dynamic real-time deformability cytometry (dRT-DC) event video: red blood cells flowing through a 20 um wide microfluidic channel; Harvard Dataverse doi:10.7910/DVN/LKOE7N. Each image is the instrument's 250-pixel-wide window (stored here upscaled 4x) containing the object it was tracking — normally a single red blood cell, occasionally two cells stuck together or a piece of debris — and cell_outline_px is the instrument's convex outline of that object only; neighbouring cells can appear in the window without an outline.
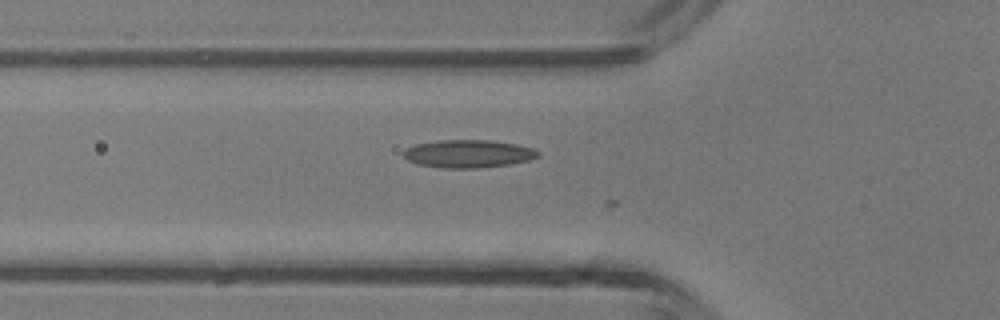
{"species": "common noctule bat (a hibernating species)", "species_latin": "Nyctalus noctula", "temperature_condition": "room temperature", "stored_images_in_passage": 13, "camera_frame_rate_fps": 3000, "um_per_image_px": 0.085, "animal": {"sex": "male", "body_mass_g": 13.3}, "frame": {"image": 1, "passage_image": 6, "time_ms": 1.667, "image_size_px": [1000, 320], "cell_outline_px": [[540, 156], [528, 160], [508, 164], [476, 168], [444, 168], [420, 164], [408, 160], [404, 156], [404, 148], [416, 144], [436, 140], [488, 140], [516, 144], [532, 148], [540, 152]], "centroid_in_image_um": [39.8, 13.06], "position_along_channel_um": 86.0, "area_um2": 21.68}}
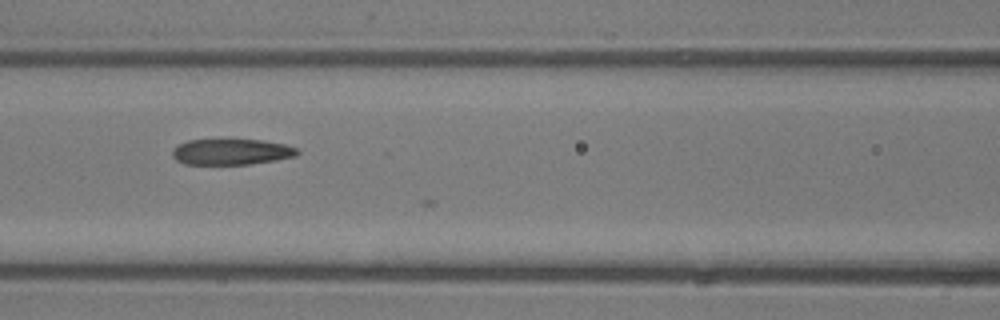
{"frame": {"image": 2, "passage_image": 10, "time_ms": 3.0, "image_size_px": [1000, 320], "cell_outline_px": [[300, 152], [296, 156], [276, 160], [248, 164], [184, 164], [176, 160], [172, 156], [172, 148], [188, 140], [264, 140], [284, 144], [296, 148]], "centroid_in_image_um": [19.66, 12.91], "position_along_channel_um": 146.9, "area_um2": 18.79}}
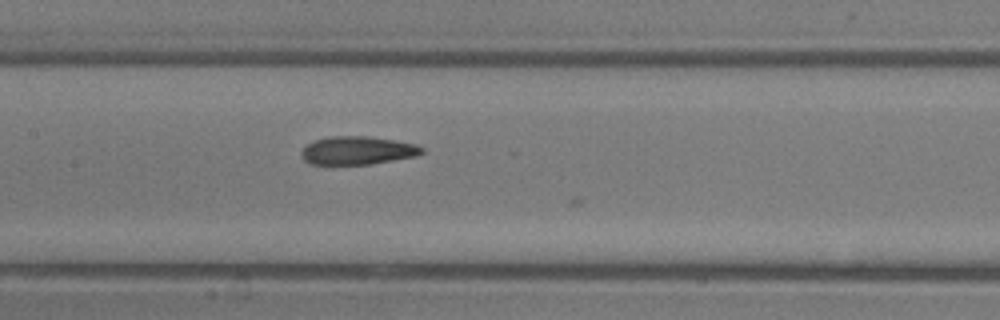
{"frame": {"image": 3, "passage_image": 12, "time_ms": 3.667, "image_size_px": [1000, 320], "cell_outline_px": [[424, 152], [416, 156], [372, 164], [308, 164], [300, 156], [300, 152], [312, 140], [328, 136], [368, 136], [416, 144], [424, 148]], "centroid_in_image_um": [30.36, 12.79], "position_along_channel_um": 177.0, "area_um2": 19.94}}